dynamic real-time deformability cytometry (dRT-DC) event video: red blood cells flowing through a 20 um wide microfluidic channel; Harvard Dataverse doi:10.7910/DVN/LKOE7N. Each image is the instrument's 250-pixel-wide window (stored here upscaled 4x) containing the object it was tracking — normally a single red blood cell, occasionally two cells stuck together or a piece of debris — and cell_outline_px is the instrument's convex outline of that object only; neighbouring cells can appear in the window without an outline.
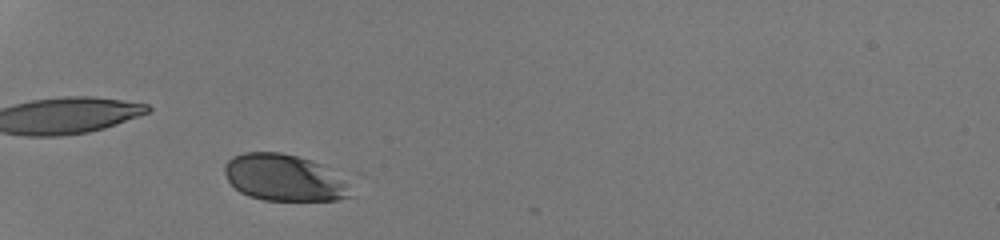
{"species": "human", "species_latin": "Homo sapiens", "temperature_condition": "room temperature", "stored_images_in_passage": 33, "camera_frame_rate_fps": 3000, "um_per_image_px": 0.085, "donor": {"sex": "male"}, "frame": {"image": 1, "passage_image": 4, "time_ms": 1.0, "image_size_px": [1000, 240], "cell_outline_px": [[356, 196], [336, 200], [264, 200], [248, 196], [240, 192], [228, 180], [224, 172], [224, 164], [232, 156], [244, 152], [280, 152], [296, 156], [320, 164], [340, 180]], "centroid_in_image_um": [24.06, 15.11], "position_along_channel_um": 60.9, "area_um2": 33.7}}
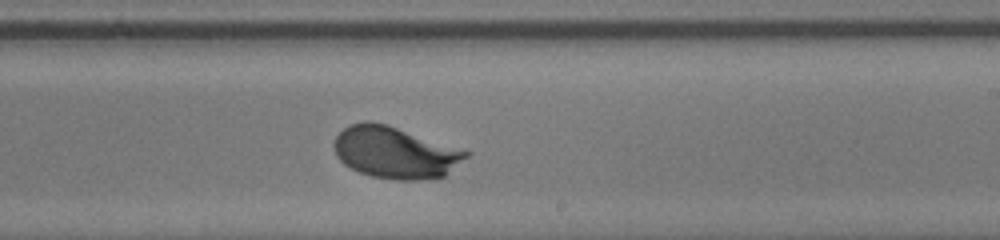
{"frame": {"image": 2, "passage_image": 20, "time_ms": 6.333, "image_size_px": [1000, 240], "cell_outline_px": [[472, 152], [468, 156], [444, 176], [420, 180], [392, 180], [372, 176], [360, 172], [344, 164], [336, 156], [332, 144], [336, 136], [348, 124], [364, 120], [368, 120], [388, 124]], "centroid_in_image_um": [33.56, 12.94], "position_along_channel_um": 255.4, "area_um2": 40.06}}
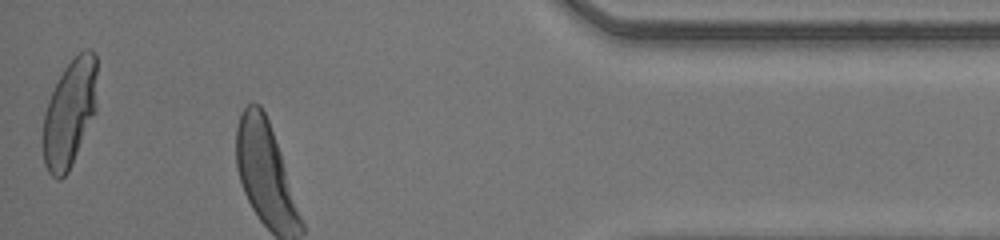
{"frame": {"image": 3, "passage_image": 33, "time_ms": 10.667, "image_size_px": [1000, 240], "cell_outline_px": [[96, 112], [68, 172], [60, 180], [56, 180], [48, 172], [44, 164], [44, 112], [48, 100], [64, 68], [80, 52], [88, 48], [96, 52]], "centroid_in_image_um": [5.93, 9.62], "position_along_channel_um": 429.3, "area_um2": 33.64}, "authors_computed_cell_mechanics": {"area_um2": 39.015, "velocity_mm_per_s": 4.2172, "shape_relaxation_time_tau1_ms": 1.9499, "shape_relaxation_time_tau2_ms": null, "deformation_change_tau1": 0.1129, "deformation_change_tau2": null}}